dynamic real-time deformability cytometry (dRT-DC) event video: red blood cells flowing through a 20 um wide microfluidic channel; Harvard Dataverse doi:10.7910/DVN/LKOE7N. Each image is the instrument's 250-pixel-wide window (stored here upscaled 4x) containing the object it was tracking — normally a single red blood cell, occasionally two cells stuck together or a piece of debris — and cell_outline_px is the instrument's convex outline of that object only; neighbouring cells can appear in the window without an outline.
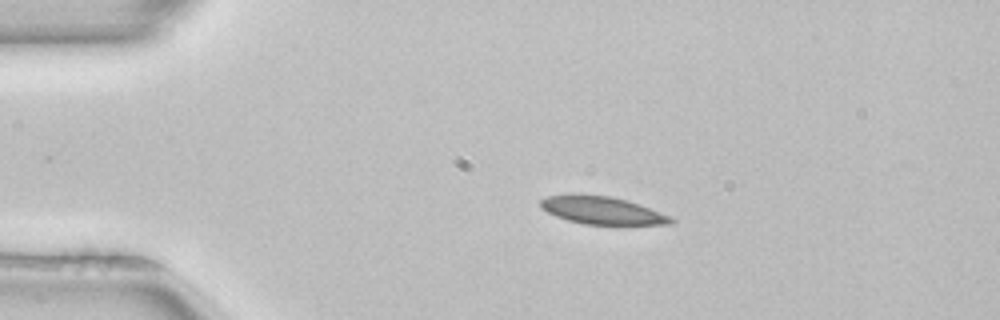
{"species": "common noctule bat (a hibernating species)", "species_latin": "Nyctalus noctula", "temperature_condition": "room temperature", "stored_images_in_passage": 42, "camera_frame_rate_fps": 3000, "um_per_image_px": 0.085, "animal": {"sex": "female", "body_mass_g": 22.7, "forearm_length_mm": 54.2}, "frame": {"image": 1, "passage_image": 1, "time_ms": 0.0, "image_size_px": [1000, 320], "cell_outline_px": [[676, 220], [672, 224], [584, 224], [568, 220], [556, 216], [540, 208], [540, 200], [548, 196], [608, 196], [624, 200], [672, 216]], "centroid_in_image_um": [51.21, 17.92], "position_along_channel_um": 33.8, "area_um2": 20.17}}
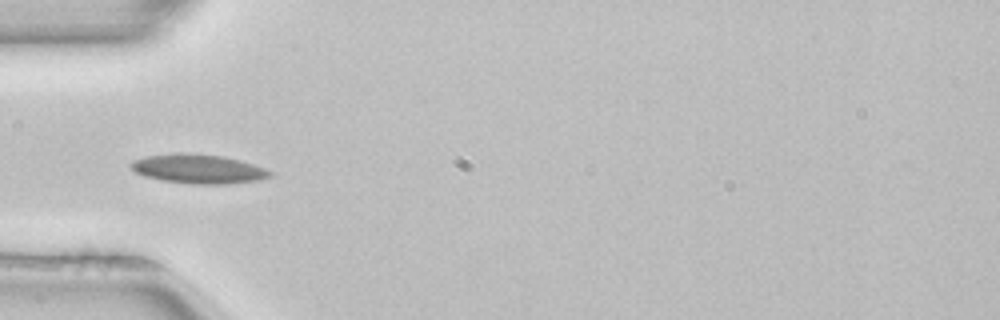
{"frame": {"image": 2, "passage_image": 7, "time_ms": 2.0, "image_size_px": [1000, 320], "cell_outline_px": [[272, 176], [260, 180], [228, 184], [192, 184], [164, 180], [144, 176], [136, 172], [128, 164], [132, 160], [144, 156], [176, 152], [188, 152], [224, 156], [240, 160], [264, 168], [272, 172]], "centroid_in_image_um": [16.84, 14.34], "position_along_channel_um": 68.2, "area_um2": 23.93}}
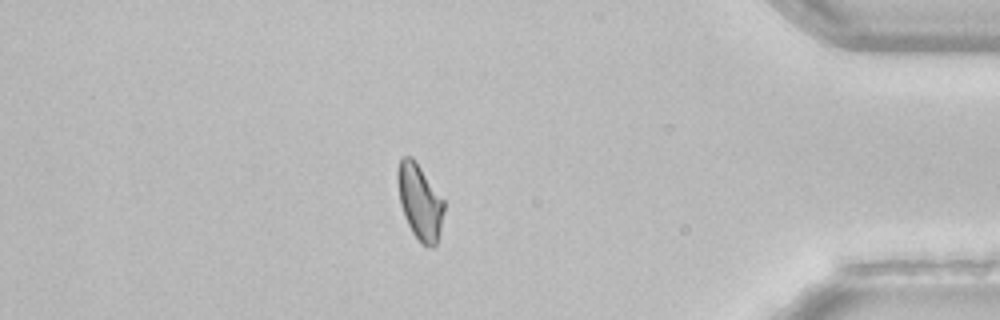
{"frame": {"image": 3, "passage_image": 35, "time_ms": 11.333, "image_size_px": [1000, 320], "cell_outline_px": [[444, 212], [436, 244], [432, 248], [428, 248], [420, 244], [412, 232], [404, 216], [400, 204], [396, 180], [396, 168], [400, 156], [412, 156], [416, 160], [444, 200]], "centroid_in_image_um": [35.65, 17.12], "position_along_channel_um": 399.6, "area_um2": 20.81}, "authors_computed_cell_mechanics": {"area_um2": 21.0103, "velocity_mm_per_s": 3.9714, "shape_relaxation_time_tau1_ms": null, "shape_relaxation_time_tau2_ms": 6.8609, "deformation_change_tau1": null, "deformation_change_tau2": 0.1234}}